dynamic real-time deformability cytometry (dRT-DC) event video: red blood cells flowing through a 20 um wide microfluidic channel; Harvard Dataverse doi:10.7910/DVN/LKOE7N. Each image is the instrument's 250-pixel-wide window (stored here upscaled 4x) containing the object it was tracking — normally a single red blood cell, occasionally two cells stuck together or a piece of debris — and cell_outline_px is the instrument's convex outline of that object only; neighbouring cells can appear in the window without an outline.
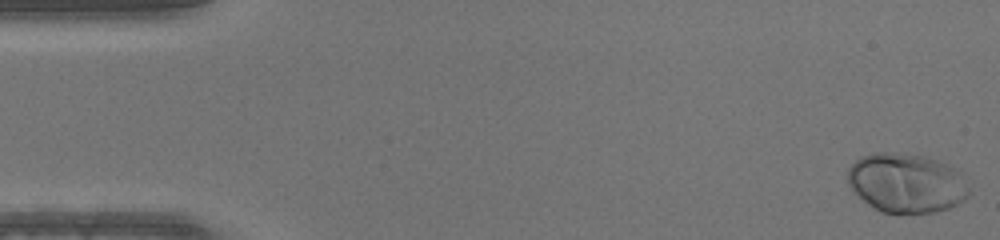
{"species": "human", "species_latin": "Homo sapiens", "temperature_condition": "warm", "stored_images_in_passage": 47, "camera_frame_rate_fps": 3000, "um_per_image_px": 0.085, "donor": {"sex": "male"}, "frame": {"image": 1, "passage_image": 1, "time_ms": 0.0, "image_size_px": [1000, 240], "cell_outline_px": [[968, 196], [964, 200], [948, 208], [936, 212], [900, 216], [880, 212], [868, 204], [848, 184], [848, 168], [860, 156], [876, 152], [896, 152], [924, 156], [948, 164], [956, 168], [960, 172], [968, 188]], "centroid_in_image_um": [77.04, 15.58], "position_along_channel_um": 8.0, "area_um2": 42.54}}
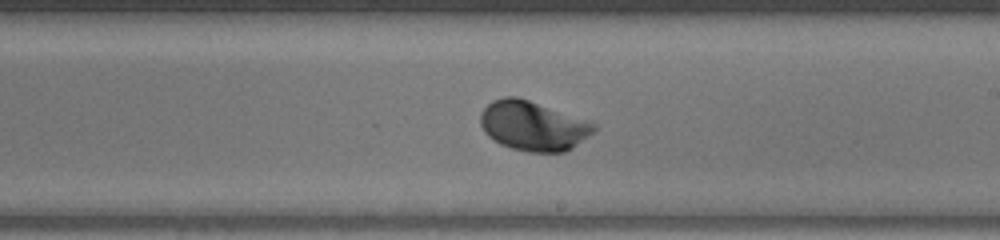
{"frame": {"image": 2, "passage_image": 27, "time_ms": 8.667, "image_size_px": [1000, 240], "cell_outline_px": [[596, 128], [588, 136], [572, 148], [564, 152], [528, 152], [512, 148], [500, 144], [488, 136], [484, 132], [480, 124], [480, 112], [492, 100], [504, 96], [516, 96], [528, 100], [596, 124]], "centroid_in_image_um": [45.25, 10.7], "position_along_channel_um": 243.7, "area_um2": 32.43}}
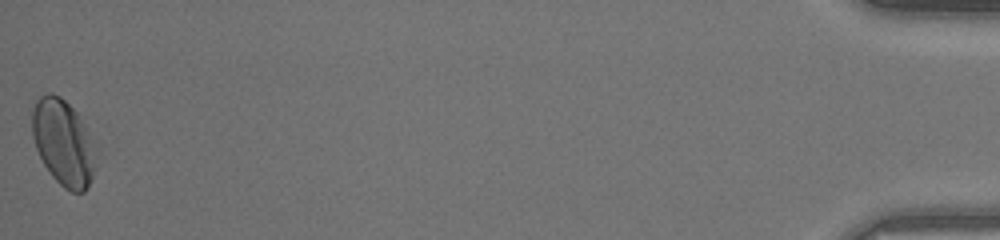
{"frame": {"image": 3, "passage_image": 47, "time_ms": 15.333, "image_size_px": [1000, 240], "cell_outline_px": [[104, 156], [84, 192], [72, 192], [64, 188], [52, 176], [44, 164], [36, 148], [32, 136], [32, 112], [36, 100], [44, 92], [52, 92], [60, 96], [76, 112], [100, 144]], "centroid_in_image_um": [5.51, 12.14], "position_along_channel_um": 429.7, "area_um2": 33.58}}